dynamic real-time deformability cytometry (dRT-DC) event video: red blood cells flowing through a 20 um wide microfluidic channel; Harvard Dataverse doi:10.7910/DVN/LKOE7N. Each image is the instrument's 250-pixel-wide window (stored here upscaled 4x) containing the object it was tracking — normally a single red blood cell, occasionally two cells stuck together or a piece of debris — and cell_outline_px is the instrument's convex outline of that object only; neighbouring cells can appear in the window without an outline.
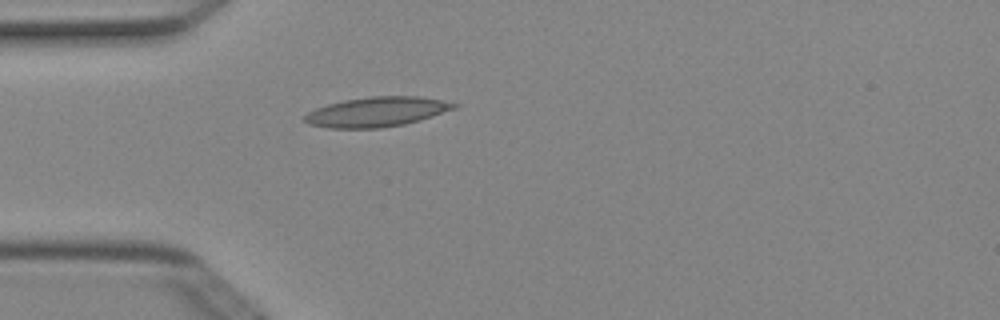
{"species": "Egyptian fruit bat (a non-hibernating species)", "species_latin": "Rousettus aegyptiacus", "temperature_condition": "cold", "stored_images_in_passage": 3, "camera_frame_rate_fps": 3000, "um_per_image_px": 0.085, "animal": {"sex": "female"}, "frame": {"image": 1, "passage_image": 3, "time_ms": 0.667, "image_size_px": [1000, 320], "cell_outline_px": [[460, 104], [456, 108], [420, 120], [404, 124], [380, 128], [328, 128], [312, 124], [304, 120], [304, 116], [308, 112], [316, 108], [328, 104], [344, 100], [368, 96], [420, 96]], "centroid_in_image_um": [32.04, 9.5], "position_along_channel_um": 53.0, "area_um2": 25.78}}